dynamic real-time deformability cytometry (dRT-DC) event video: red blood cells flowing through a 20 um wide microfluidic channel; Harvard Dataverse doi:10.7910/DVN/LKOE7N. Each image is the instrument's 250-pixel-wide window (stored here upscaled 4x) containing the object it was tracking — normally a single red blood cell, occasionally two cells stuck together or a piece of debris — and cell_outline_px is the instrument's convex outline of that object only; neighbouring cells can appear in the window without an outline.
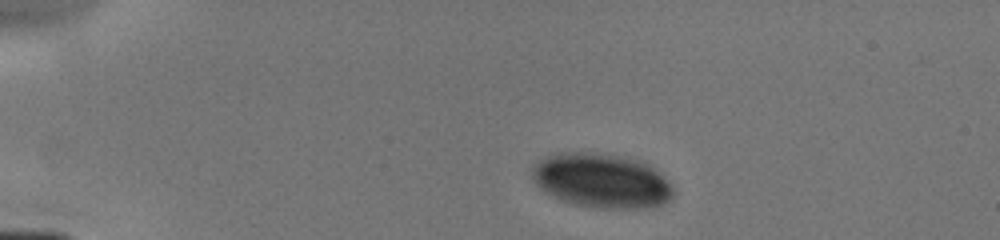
{"species": "human", "species_latin": "Homo sapiens", "temperature_condition": "cold", "stored_images_in_passage": 7, "camera_frame_rate_fps": 3000, "um_per_image_px": 0.085, "donor": {"sex": "male"}, "frame": {"image": 1, "passage_image": 1, "time_ms": 0.0, "image_size_px": [1000, 240], "cell_outline_px": [[672, 196], [664, 204], [652, 208], [600, 208], [580, 204], [564, 200], [548, 192], [536, 184], [532, 176], [532, 168], [544, 156], [560, 152], [592, 152], [628, 156], [644, 160], [652, 164], [672, 184]], "centroid_in_image_um": [51.22, 15.32], "position_along_channel_um": 33.8, "area_um2": 45.03}}
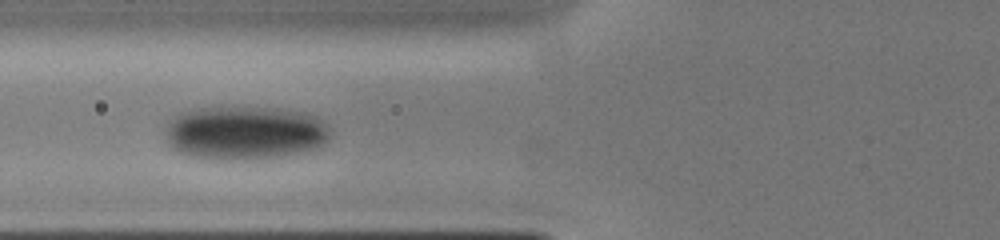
{"frame": {"image": 2, "passage_image": 5, "time_ms": 3.333, "image_size_px": [1000, 240], "cell_outline_px": [[328, 140], [320, 148], [280, 156], [244, 160], [228, 160], [192, 156], [180, 152], [172, 148], [168, 144], [164, 128], [168, 120], [180, 112], [192, 108], [220, 104], [244, 104], [280, 108], [308, 112], [316, 116], [328, 124]], "centroid_in_image_um": [20.78, 11.21], "position_along_channel_um": 105.0, "area_um2": 53.64}}
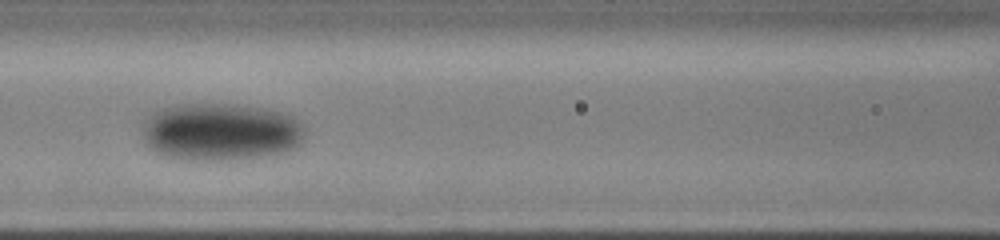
{"frame": {"image": 3, "passage_image": 6, "time_ms": 4.333, "image_size_px": [1000, 240], "cell_outline_px": [[308, 128], [300, 144], [284, 152], [264, 156], [232, 160], [192, 160], [168, 156], [156, 152], [144, 140], [144, 120], [152, 112], [164, 108], [180, 104], [236, 104], [264, 108], [280, 112], [292, 116]], "centroid_in_image_um": [18.8, 11.2], "position_along_channel_um": 147.8, "area_um2": 54.68}}